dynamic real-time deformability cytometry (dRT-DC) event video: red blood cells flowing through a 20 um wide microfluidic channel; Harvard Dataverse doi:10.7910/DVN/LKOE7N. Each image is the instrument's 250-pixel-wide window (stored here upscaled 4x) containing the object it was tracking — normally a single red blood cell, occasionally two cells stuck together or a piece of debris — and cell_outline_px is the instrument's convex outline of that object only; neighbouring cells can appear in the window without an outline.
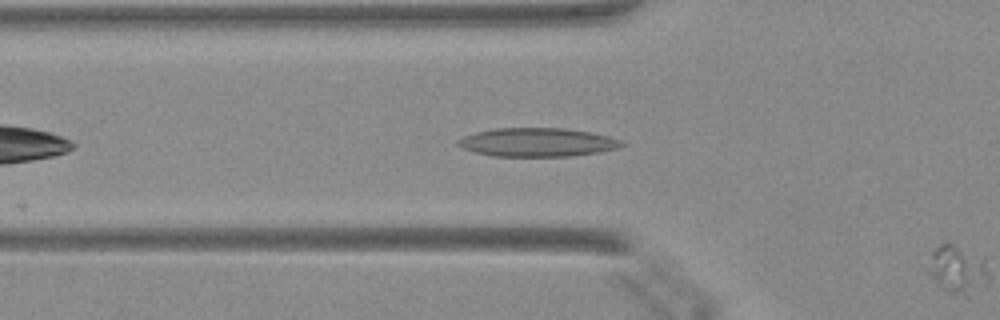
{"species": "Egyptian fruit bat (a non-hibernating species)", "species_latin": "Rousettus aegyptiacus", "temperature_condition": "warm", "stored_images_in_passage": 6, "segment_of_instrument_passage": [1, 2], "camera_frame_rate_fps": 3000, "um_per_image_px": 0.085, "animal": {"sex": "female"}, "frame": {"image": 1, "passage_image": 5, "time_ms": 1.333, "image_size_px": [1000, 320], "cell_outline_px": [[624, 144], [616, 148], [600, 152], [572, 156], [492, 156], [476, 152], [464, 148], [456, 144], [464, 136], [476, 132], [496, 128], [564, 128], [592, 132], [608, 136], [620, 140]], "centroid_in_image_um": [45.69, 12.09], "position_along_channel_um": 80.1, "area_um2": 27.11}}